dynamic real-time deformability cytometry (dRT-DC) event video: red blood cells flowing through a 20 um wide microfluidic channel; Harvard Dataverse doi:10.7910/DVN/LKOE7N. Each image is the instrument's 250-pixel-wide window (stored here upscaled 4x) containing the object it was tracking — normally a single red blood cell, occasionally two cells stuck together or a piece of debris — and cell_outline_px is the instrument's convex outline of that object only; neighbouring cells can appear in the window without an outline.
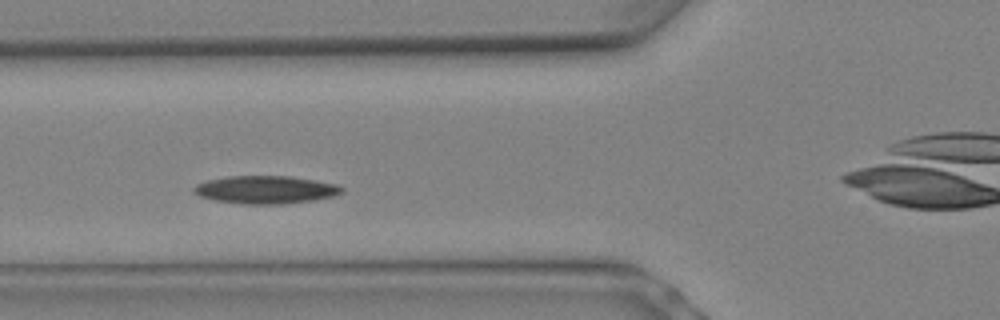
{"species": "Egyptian fruit bat (a non-hibernating species)", "species_latin": "Rousettus aegyptiacus", "temperature_condition": "warm", "stored_images_in_passage": 6, "camera_frame_rate_fps": 3000, "um_per_image_px": 0.085, "animal": {"sex": "female"}, "frame": {"image": 1, "passage_image": 5, "time_ms": 1.333, "image_size_px": [1000, 320], "cell_outline_px": [[344, 192], [332, 196], [312, 200], [280, 204], [244, 204], [216, 200], [200, 196], [192, 192], [192, 188], [196, 184], [208, 180], [228, 176], [292, 176], [316, 180], [336, 184], [344, 188]], "centroid_in_image_um": [22.57, 16.11], "position_along_channel_um": 103.2, "area_um2": 23.99}}